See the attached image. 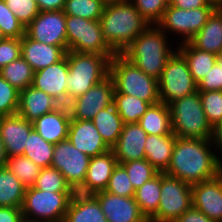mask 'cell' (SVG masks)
<instances>
[{"instance_id":"1","label":"cell","mask_w":222,"mask_h":222,"mask_svg":"<svg viewBox=\"0 0 222 222\" xmlns=\"http://www.w3.org/2000/svg\"><path fill=\"white\" fill-rule=\"evenodd\" d=\"M211 139L176 137L170 164L165 172L194 185L222 172V160L213 153Z\"/></svg>"},{"instance_id":"2","label":"cell","mask_w":222,"mask_h":222,"mask_svg":"<svg viewBox=\"0 0 222 222\" xmlns=\"http://www.w3.org/2000/svg\"><path fill=\"white\" fill-rule=\"evenodd\" d=\"M100 23L104 40L116 54L150 25L129 0L105 6Z\"/></svg>"},{"instance_id":"3","label":"cell","mask_w":222,"mask_h":222,"mask_svg":"<svg viewBox=\"0 0 222 222\" xmlns=\"http://www.w3.org/2000/svg\"><path fill=\"white\" fill-rule=\"evenodd\" d=\"M167 34L157 25L150 24L124 50L122 55L157 80L174 53L167 42Z\"/></svg>"},{"instance_id":"4","label":"cell","mask_w":222,"mask_h":222,"mask_svg":"<svg viewBox=\"0 0 222 222\" xmlns=\"http://www.w3.org/2000/svg\"><path fill=\"white\" fill-rule=\"evenodd\" d=\"M113 57L94 53L67 51L69 74L67 91L79 97L92 86L100 83L110 75V60Z\"/></svg>"},{"instance_id":"5","label":"cell","mask_w":222,"mask_h":222,"mask_svg":"<svg viewBox=\"0 0 222 222\" xmlns=\"http://www.w3.org/2000/svg\"><path fill=\"white\" fill-rule=\"evenodd\" d=\"M110 76L118 93L137 97L150 105L160 102L158 80L146 75L122 54L110 60Z\"/></svg>"},{"instance_id":"6","label":"cell","mask_w":222,"mask_h":222,"mask_svg":"<svg viewBox=\"0 0 222 222\" xmlns=\"http://www.w3.org/2000/svg\"><path fill=\"white\" fill-rule=\"evenodd\" d=\"M172 132L177 137L211 139L213 128L204 113L199 92L170 103Z\"/></svg>"},{"instance_id":"7","label":"cell","mask_w":222,"mask_h":222,"mask_svg":"<svg viewBox=\"0 0 222 222\" xmlns=\"http://www.w3.org/2000/svg\"><path fill=\"white\" fill-rule=\"evenodd\" d=\"M175 50L158 79L159 99L166 105L198 91V85L192 78L187 61L177 49Z\"/></svg>"},{"instance_id":"8","label":"cell","mask_w":222,"mask_h":222,"mask_svg":"<svg viewBox=\"0 0 222 222\" xmlns=\"http://www.w3.org/2000/svg\"><path fill=\"white\" fill-rule=\"evenodd\" d=\"M75 192H49L26 188L21 212L24 217L42 222H63Z\"/></svg>"},{"instance_id":"9","label":"cell","mask_w":222,"mask_h":222,"mask_svg":"<svg viewBox=\"0 0 222 222\" xmlns=\"http://www.w3.org/2000/svg\"><path fill=\"white\" fill-rule=\"evenodd\" d=\"M68 51L113 57L116 53L103 38L100 20L66 15Z\"/></svg>"},{"instance_id":"10","label":"cell","mask_w":222,"mask_h":222,"mask_svg":"<svg viewBox=\"0 0 222 222\" xmlns=\"http://www.w3.org/2000/svg\"><path fill=\"white\" fill-rule=\"evenodd\" d=\"M193 206L192 185L161 173L160 202L149 222H175Z\"/></svg>"},{"instance_id":"11","label":"cell","mask_w":222,"mask_h":222,"mask_svg":"<svg viewBox=\"0 0 222 222\" xmlns=\"http://www.w3.org/2000/svg\"><path fill=\"white\" fill-rule=\"evenodd\" d=\"M215 7H203L198 9H180L169 6L164 11L161 20L157 25L166 33L176 32L177 37L181 35L182 42H189L204 26Z\"/></svg>"},{"instance_id":"12","label":"cell","mask_w":222,"mask_h":222,"mask_svg":"<svg viewBox=\"0 0 222 222\" xmlns=\"http://www.w3.org/2000/svg\"><path fill=\"white\" fill-rule=\"evenodd\" d=\"M90 159L66 139L55 144L51 167L59 170L76 192L85 181Z\"/></svg>"},{"instance_id":"13","label":"cell","mask_w":222,"mask_h":222,"mask_svg":"<svg viewBox=\"0 0 222 222\" xmlns=\"http://www.w3.org/2000/svg\"><path fill=\"white\" fill-rule=\"evenodd\" d=\"M65 21L63 10L40 11L25 28V33L35 41L61 46L68 51Z\"/></svg>"},{"instance_id":"14","label":"cell","mask_w":222,"mask_h":222,"mask_svg":"<svg viewBox=\"0 0 222 222\" xmlns=\"http://www.w3.org/2000/svg\"><path fill=\"white\" fill-rule=\"evenodd\" d=\"M114 81L109 75L92 86L85 94L77 97L76 110L72 120H92L102 109L113 105Z\"/></svg>"},{"instance_id":"15","label":"cell","mask_w":222,"mask_h":222,"mask_svg":"<svg viewBox=\"0 0 222 222\" xmlns=\"http://www.w3.org/2000/svg\"><path fill=\"white\" fill-rule=\"evenodd\" d=\"M192 203L209 219L222 222V172L212 179L192 185Z\"/></svg>"},{"instance_id":"16","label":"cell","mask_w":222,"mask_h":222,"mask_svg":"<svg viewBox=\"0 0 222 222\" xmlns=\"http://www.w3.org/2000/svg\"><path fill=\"white\" fill-rule=\"evenodd\" d=\"M108 222H149L134 197H122L101 191L93 194Z\"/></svg>"},{"instance_id":"17","label":"cell","mask_w":222,"mask_h":222,"mask_svg":"<svg viewBox=\"0 0 222 222\" xmlns=\"http://www.w3.org/2000/svg\"><path fill=\"white\" fill-rule=\"evenodd\" d=\"M33 124L18 113L0 117V136L7 157L24 154Z\"/></svg>"},{"instance_id":"18","label":"cell","mask_w":222,"mask_h":222,"mask_svg":"<svg viewBox=\"0 0 222 222\" xmlns=\"http://www.w3.org/2000/svg\"><path fill=\"white\" fill-rule=\"evenodd\" d=\"M117 164L118 161L111 149L104 154L92 157L89 161L85 181L76 192L93 195L105 191Z\"/></svg>"},{"instance_id":"19","label":"cell","mask_w":222,"mask_h":222,"mask_svg":"<svg viewBox=\"0 0 222 222\" xmlns=\"http://www.w3.org/2000/svg\"><path fill=\"white\" fill-rule=\"evenodd\" d=\"M67 139L90 158L110 150L91 120H71Z\"/></svg>"},{"instance_id":"20","label":"cell","mask_w":222,"mask_h":222,"mask_svg":"<svg viewBox=\"0 0 222 222\" xmlns=\"http://www.w3.org/2000/svg\"><path fill=\"white\" fill-rule=\"evenodd\" d=\"M148 134L138 123L124 124L116 144L111 148L118 164L145 159V141Z\"/></svg>"},{"instance_id":"21","label":"cell","mask_w":222,"mask_h":222,"mask_svg":"<svg viewBox=\"0 0 222 222\" xmlns=\"http://www.w3.org/2000/svg\"><path fill=\"white\" fill-rule=\"evenodd\" d=\"M66 52L61 46L35 41L26 33L21 38V57L29 63L34 72L60 61Z\"/></svg>"},{"instance_id":"22","label":"cell","mask_w":222,"mask_h":222,"mask_svg":"<svg viewBox=\"0 0 222 222\" xmlns=\"http://www.w3.org/2000/svg\"><path fill=\"white\" fill-rule=\"evenodd\" d=\"M69 74L67 52L58 62L34 72L32 86L44 91L51 97L67 91L66 80Z\"/></svg>"},{"instance_id":"23","label":"cell","mask_w":222,"mask_h":222,"mask_svg":"<svg viewBox=\"0 0 222 222\" xmlns=\"http://www.w3.org/2000/svg\"><path fill=\"white\" fill-rule=\"evenodd\" d=\"M63 222H108L98 200L93 195L75 192Z\"/></svg>"},{"instance_id":"24","label":"cell","mask_w":222,"mask_h":222,"mask_svg":"<svg viewBox=\"0 0 222 222\" xmlns=\"http://www.w3.org/2000/svg\"><path fill=\"white\" fill-rule=\"evenodd\" d=\"M176 135H148L145 141V159L159 172L165 173L169 167Z\"/></svg>"},{"instance_id":"25","label":"cell","mask_w":222,"mask_h":222,"mask_svg":"<svg viewBox=\"0 0 222 222\" xmlns=\"http://www.w3.org/2000/svg\"><path fill=\"white\" fill-rule=\"evenodd\" d=\"M52 99L44 91L29 86L19 93L17 113L29 122H34L46 113L52 112Z\"/></svg>"},{"instance_id":"26","label":"cell","mask_w":222,"mask_h":222,"mask_svg":"<svg viewBox=\"0 0 222 222\" xmlns=\"http://www.w3.org/2000/svg\"><path fill=\"white\" fill-rule=\"evenodd\" d=\"M189 43L197 49L217 56L222 53V9H216L212 13Z\"/></svg>"},{"instance_id":"27","label":"cell","mask_w":222,"mask_h":222,"mask_svg":"<svg viewBox=\"0 0 222 222\" xmlns=\"http://www.w3.org/2000/svg\"><path fill=\"white\" fill-rule=\"evenodd\" d=\"M70 122V119L52 111L39 117L32 124L45 141L57 144L67 139Z\"/></svg>"},{"instance_id":"28","label":"cell","mask_w":222,"mask_h":222,"mask_svg":"<svg viewBox=\"0 0 222 222\" xmlns=\"http://www.w3.org/2000/svg\"><path fill=\"white\" fill-rule=\"evenodd\" d=\"M91 121L101 135L102 140L111 149L118 141L124 125L115 105L102 109Z\"/></svg>"},{"instance_id":"29","label":"cell","mask_w":222,"mask_h":222,"mask_svg":"<svg viewBox=\"0 0 222 222\" xmlns=\"http://www.w3.org/2000/svg\"><path fill=\"white\" fill-rule=\"evenodd\" d=\"M177 50L187 61L192 78L198 84L211 70L217 55L193 47L189 42H182Z\"/></svg>"},{"instance_id":"30","label":"cell","mask_w":222,"mask_h":222,"mask_svg":"<svg viewBox=\"0 0 222 222\" xmlns=\"http://www.w3.org/2000/svg\"><path fill=\"white\" fill-rule=\"evenodd\" d=\"M138 124L148 135H167L172 132L169 106L159 102L150 105Z\"/></svg>"},{"instance_id":"31","label":"cell","mask_w":222,"mask_h":222,"mask_svg":"<svg viewBox=\"0 0 222 222\" xmlns=\"http://www.w3.org/2000/svg\"><path fill=\"white\" fill-rule=\"evenodd\" d=\"M26 187L7 168H0V206L21 208Z\"/></svg>"},{"instance_id":"32","label":"cell","mask_w":222,"mask_h":222,"mask_svg":"<svg viewBox=\"0 0 222 222\" xmlns=\"http://www.w3.org/2000/svg\"><path fill=\"white\" fill-rule=\"evenodd\" d=\"M161 191V173L150 181L145 182L135 190L134 199L138 203L141 213L149 220L158 209Z\"/></svg>"},{"instance_id":"33","label":"cell","mask_w":222,"mask_h":222,"mask_svg":"<svg viewBox=\"0 0 222 222\" xmlns=\"http://www.w3.org/2000/svg\"><path fill=\"white\" fill-rule=\"evenodd\" d=\"M113 104L124 124L138 123L150 104L137 97L114 91Z\"/></svg>"},{"instance_id":"34","label":"cell","mask_w":222,"mask_h":222,"mask_svg":"<svg viewBox=\"0 0 222 222\" xmlns=\"http://www.w3.org/2000/svg\"><path fill=\"white\" fill-rule=\"evenodd\" d=\"M54 146L55 144L45 141L33 128L23 155L40 168L51 167Z\"/></svg>"},{"instance_id":"35","label":"cell","mask_w":222,"mask_h":222,"mask_svg":"<svg viewBox=\"0 0 222 222\" xmlns=\"http://www.w3.org/2000/svg\"><path fill=\"white\" fill-rule=\"evenodd\" d=\"M0 75L17 90L22 91L32 86L34 70L20 57L0 69Z\"/></svg>"},{"instance_id":"36","label":"cell","mask_w":222,"mask_h":222,"mask_svg":"<svg viewBox=\"0 0 222 222\" xmlns=\"http://www.w3.org/2000/svg\"><path fill=\"white\" fill-rule=\"evenodd\" d=\"M6 167L26 188L33 187L41 168L24 155L7 157Z\"/></svg>"},{"instance_id":"37","label":"cell","mask_w":222,"mask_h":222,"mask_svg":"<svg viewBox=\"0 0 222 222\" xmlns=\"http://www.w3.org/2000/svg\"><path fill=\"white\" fill-rule=\"evenodd\" d=\"M104 7L100 0H66L63 12L88 20H100Z\"/></svg>"},{"instance_id":"38","label":"cell","mask_w":222,"mask_h":222,"mask_svg":"<svg viewBox=\"0 0 222 222\" xmlns=\"http://www.w3.org/2000/svg\"><path fill=\"white\" fill-rule=\"evenodd\" d=\"M33 187L49 192H75L67 183L62 173L52 167L41 168Z\"/></svg>"},{"instance_id":"39","label":"cell","mask_w":222,"mask_h":222,"mask_svg":"<svg viewBox=\"0 0 222 222\" xmlns=\"http://www.w3.org/2000/svg\"><path fill=\"white\" fill-rule=\"evenodd\" d=\"M121 165L126 169L135 190L159 173L146 159L124 162Z\"/></svg>"},{"instance_id":"40","label":"cell","mask_w":222,"mask_h":222,"mask_svg":"<svg viewBox=\"0 0 222 222\" xmlns=\"http://www.w3.org/2000/svg\"><path fill=\"white\" fill-rule=\"evenodd\" d=\"M204 113L211 127L222 121V91H198Z\"/></svg>"},{"instance_id":"41","label":"cell","mask_w":222,"mask_h":222,"mask_svg":"<svg viewBox=\"0 0 222 222\" xmlns=\"http://www.w3.org/2000/svg\"><path fill=\"white\" fill-rule=\"evenodd\" d=\"M105 191L122 197H134L135 189L121 164L115 167Z\"/></svg>"},{"instance_id":"42","label":"cell","mask_w":222,"mask_h":222,"mask_svg":"<svg viewBox=\"0 0 222 222\" xmlns=\"http://www.w3.org/2000/svg\"><path fill=\"white\" fill-rule=\"evenodd\" d=\"M149 24H157L169 6V0H129Z\"/></svg>"},{"instance_id":"43","label":"cell","mask_w":222,"mask_h":222,"mask_svg":"<svg viewBox=\"0 0 222 222\" xmlns=\"http://www.w3.org/2000/svg\"><path fill=\"white\" fill-rule=\"evenodd\" d=\"M0 29L8 38H22L25 35L24 26L6 5L5 0H0Z\"/></svg>"},{"instance_id":"44","label":"cell","mask_w":222,"mask_h":222,"mask_svg":"<svg viewBox=\"0 0 222 222\" xmlns=\"http://www.w3.org/2000/svg\"><path fill=\"white\" fill-rule=\"evenodd\" d=\"M20 91L0 75V117L17 113Z\"/></svg>"},{"instance_id":"45","label":"cell","mask_w":222,"mask_h":222,"mask_svg":"<svg viewBox=\"0 0 222 222\" xmlns=\"http://www.w3.org/2000/svg\"><path fill=\"white\" fill-rule=\"evenodd\" d=\"M5 2L24 28L40 12L36 0H5Z\"/></svg>"},{"instance_id":"46","label":"cell","mask_w":222,"mask_h":222,"mask_svg":"<svg viewBox=\"0 0 222 222\" xmlns=\"http://www.w3.org/2000/svg\"><path fill=\"white\" fill-rule=\"evenodd\" d=\"M198 91H222V53L216 58V62L197 84Z\"/></svg>"},{"instance_id":"47","label":"cell","mask_w":222,"mask_h":222,"mask_svg":"<svg viewBox=\"0 0 222 222\" xmlns=\"http://www.w3.org/2000/svg\"><path fill=\"white\" fill-rule=\"evenodd\" d=\"M77 104V97L68 91L58 94L52 99V111L70 120L73 119Z\"/></svg>"},{"instance_id":"48","label":"cell","mask_w":222,"mask_h":222,"mask_svg":"<svg viewBox=\"0 0 222 222\" xmlns=\"http://www.w3.org/2000/svg\"><path fill=\"white\" fill-rule=\"evenodd\" d=\"M21 57V38L5 37L0 41V69Z\"/></svg>"},{"instance_id":"49","label":"cell","mask_w":222,"mask_h":222,"mask_svg":"<svg viewBox=\"0 0 222 222\" xmlns=\"http://www.w3.org/2000/svg\"><path fill=\"white\" fill-rule=\"evenodd\" d=\"M175 222H217L209 219L198 209L193 206L184 212Z\"/></svg>"},{"instance_id":"50","label":"cell","mask_w":222,"mask_h":222,"mask_svg":"<svg viewBox=\"0 0 222 222\" xmlns=\"http://www.w3.org/2000/svg\"><path fill=\"white\" fill-rule=\"evenodd\" d=\"M171 6L180 9H198L203 7H214L210 5L207 0H169Z\"/></svg>"},{"instance_id":"51","label":"cell","mask_w":222,"mask_h":222,"mask_svg":"<svg viewBox=\"0 0 222 222\" xmlns=\"http://www.w3.org/2000/svg\"><path fill=\"white\" fill-rule=\"evenodd\" d=\"M22 216L21 208L0 206V222H19Z\"/></svg>"},{"instance_id":"52","label":"cell","mask_w":222,"mask_h":222,"mask_svg":"<svg viewBox=\"0 0 222 222\" xmlns=\"http://www.w3.org/2000/svg\"><path fill=\"white\" fill-rule=\"evenodd\" d=\"M66 0H36L39 11L63 10Z\"/></svg>"},{"instance_id":"53","label":"cell","mask_w":222,"mask_h":222,"mask_svg":"<svg viewBox=\"0 0 222 222\" xmlns=\"http://www.w3.org/2000/svg\"><path fill=\"white\" fill-rule=\"evenodd\" d=\"M212 143L215 144L218 151L222 153V121L219 122L215 127H213V134H212Z\"/></svg>"},{"instance_id":"54","label":"cell","mask_w":222,"mask_h":222,"mask_svg":"<svg viewBox=\"0 0 222 222\" xmlns=\"http://www.w3.org/2000/svg\"><path fill=\"white\" fill-rule=\"evenodd\" d=\"M7 155L5 152V146L0 136V168L6 167Z\"/></svg>"},{"instance_id":"55","label":"cell","mask_w":222,"mask_h":222,"mask_svg":"<svg viewBox=\"0 0 222 222\" xmlns=\"http://www.w3.org/2000/svg\"><path fill=\"white\" fill-rule=\"evenodd\" d=\"M207 2L216 9H222V0H207Z\"/></svg>"},{"instance_id":"56","label":"cell","mask_w":222,"mask_h":222,"mask_svg":"<svg viewBox=\"0 0 222 222\" xmlns=\"http://www.w3.org/2000/svg\"><path fill=\"white\" fill-rule=\"evenodd\" d=\"M105 6L125 2L127 0H100Z\"/></svg>"},{"instance_id":"57","label":"cell","mask_w":222,"mask_h":222,"mask_svg":"<svg viewBox=\"0 0 222 222\" xmlns=\"http://www.w3.org/2000/svg\"><path fill=\"white\" fill-rule=\"evenodd\" d=\"M19 222H42L35 219H29L27 217L22 216L21 220Z\"/></svg>"},{"instance_id":"58","label":"cell","mask_w":222,"mask_h":222,"mask_svg":"<svg viewBox=\"0 0 222 222\" xmlns=\"http://www.w3.org/2000/svg\"><path fill=\"white\" fill-rule=\"evenodd\" d=\"M5 36L2 34L1 29H0V41L3 40Z\"/></svg>"}]
</instances>
